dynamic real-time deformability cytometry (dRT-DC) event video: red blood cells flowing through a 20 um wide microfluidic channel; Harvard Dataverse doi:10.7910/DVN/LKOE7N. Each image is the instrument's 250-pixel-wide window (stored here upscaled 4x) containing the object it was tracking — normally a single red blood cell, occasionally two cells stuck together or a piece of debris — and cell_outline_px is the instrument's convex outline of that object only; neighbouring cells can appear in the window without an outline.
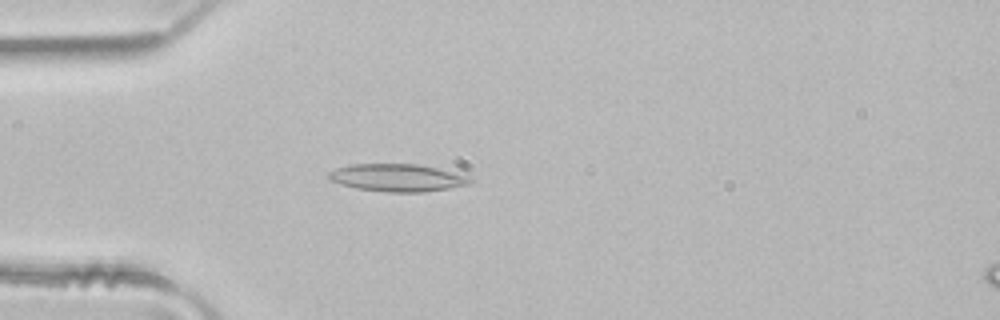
{"species": "common noctule bat (a hibernating species)", "species_latin": "Nyctalus noctula", "temperature_condition": "room temperature", "stored_images_in_passage": 36, "camera_frame_rate_fps": 3000, "um_per_image_px": 0.085, "animal": {"sex": "male", "body_mass_g": 21.5, "forearm_length_mm": 52.0}, "frame": {"image": 1, "passage_image": 1, "time_ms": 0.0, "image_size_px": [1000, 320], "cell_outline_px": [[472, 184], [424, 192], [384, 192], [356, 188], [340, 184], [328, 180], [328, 172], [336, 168], [348, 164], [416, 164], [436, 168], [472, 176]], "centroid_in_image_um": [33.77, 15.11], "position_along_channel_um": 51.2, "area_um2": 22.89}}
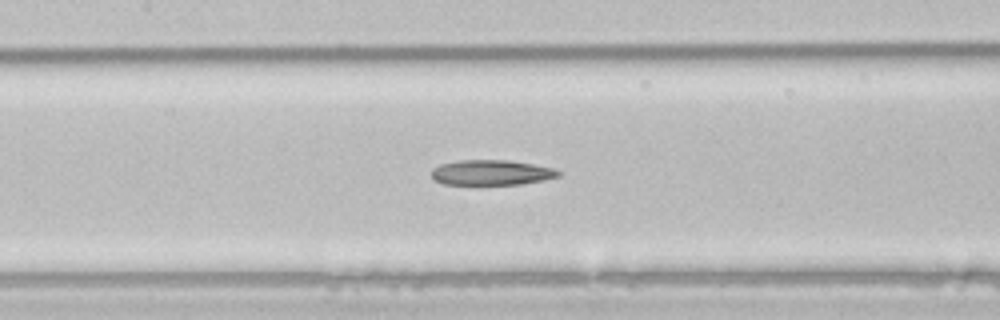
{"frame": {"image": 2, "passage_image": 10, "time_ms": 3.0, "image_size_px": [1000, 320], "cell_outline_px": [[560, 176], [544, 180], [520, 184], [480, 188], [476, 188], [444, 184], [432, 180], [432, 168], [440, 164], [460, 160], [508, 160], [532, 164], [552, 168], [560, 172]], "centroid_in_image_um": [41.68, 14.73], "position_along_channel_um": 165.7, "area_um2": 19.71}}
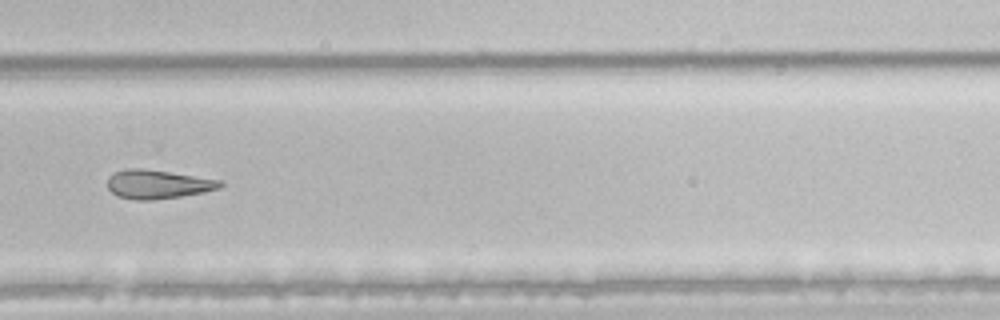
{"frame": {"image": 3, "passage_image": 21, "time_ms": 6.667, "image_size_px": [1000, 320], "cell_outline_px": [[224, 184], [220, 188], [204, 192], [180, 196], [152, 200], [136, 200], [116, 196], [108, 188], [108, 176], [116, 172], [128, 168], [140, 168], [224, 180]], "centroid_in_image_um": [13.43, 15.66], "position_along_channel_um": 316.4, "area_um2": 18.9}}